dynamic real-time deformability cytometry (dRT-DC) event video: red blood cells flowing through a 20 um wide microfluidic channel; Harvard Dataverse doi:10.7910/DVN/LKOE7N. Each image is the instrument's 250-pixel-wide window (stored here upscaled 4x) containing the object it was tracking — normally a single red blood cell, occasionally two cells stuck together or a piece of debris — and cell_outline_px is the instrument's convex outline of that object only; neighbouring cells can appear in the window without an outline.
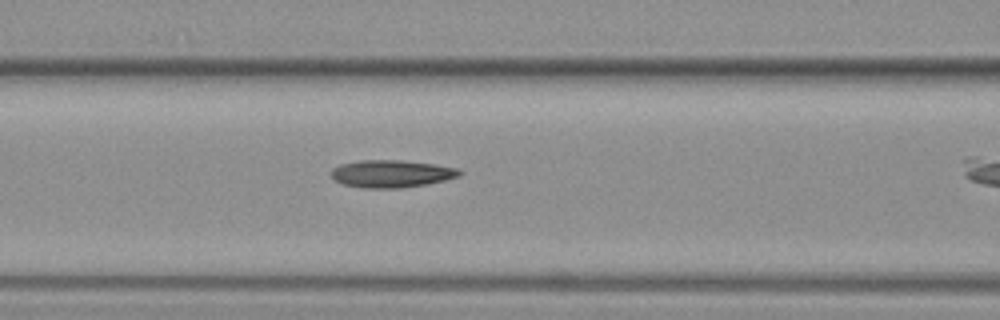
{"species": "common noctule bat (a hibernating species)", "species_latin": "Nyctalus noctula", "temperature_condition": "warm", "stored_images_in_passage": 14, "camera_frame_rate_fps": 3000, "um_per_image_px": 0.085, "animal": {"sex": "female", "body_mass_g": 19.3, "forearm_length_mm": 54.1}, "frame": {"image": 1, "passage_image": 10, "time_ms": 3.0, "image_size_px": [1000, 320], "cell_outline_px": [[464, 172], [460, 176], [428, 184], [400, 188], [360, 188], [344, 184], [336, 180], [332, 176], [332, 168], [340, 164], [360, 160], [400, 160], [436, 164], [456, 168]], "centroid_in_image_um": [33.29, 14.76], "position_along_channel_um": 133.3, "area_um2": 20.58}}